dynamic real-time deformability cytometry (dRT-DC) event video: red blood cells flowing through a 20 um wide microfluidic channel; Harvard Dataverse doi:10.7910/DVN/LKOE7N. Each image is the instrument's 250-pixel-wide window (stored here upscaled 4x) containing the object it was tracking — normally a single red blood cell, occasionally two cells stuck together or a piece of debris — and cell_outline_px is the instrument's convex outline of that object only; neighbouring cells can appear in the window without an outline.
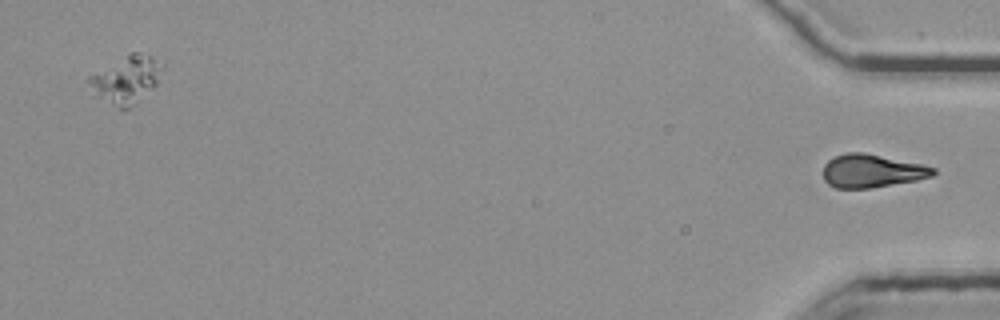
{"species": "common noctule bat (a hibernating species)", "species_latin": "Nyctalus noctula", "temperature_condition": "room temperature", "stored_images_in_passage": 43, "segment_of_instrument_passage": [2, 2], "camera_frame_rate_fps": 3000, "um_per_image_px": 0.085, "animal": {"sex": "female", "body_mass_g": 25.1}, "frame": {"image": 1, "passage_image": 43, "time_ms": 14.0, "image_size_px": [1000, 320], "cell_outline_px": [[936, 172], [932, 176], [916, 180], [868, 188], [836, 188], [828, 184], [824, 180], [824, 164], [828, 160], [836, 156], [848, 152], [864, 152], [920, 164], [936, 168]], "centroid_in_image_um": [74.09, 14.52], "position_along_channel_um": 361.1, "area_um2": 21.04}}